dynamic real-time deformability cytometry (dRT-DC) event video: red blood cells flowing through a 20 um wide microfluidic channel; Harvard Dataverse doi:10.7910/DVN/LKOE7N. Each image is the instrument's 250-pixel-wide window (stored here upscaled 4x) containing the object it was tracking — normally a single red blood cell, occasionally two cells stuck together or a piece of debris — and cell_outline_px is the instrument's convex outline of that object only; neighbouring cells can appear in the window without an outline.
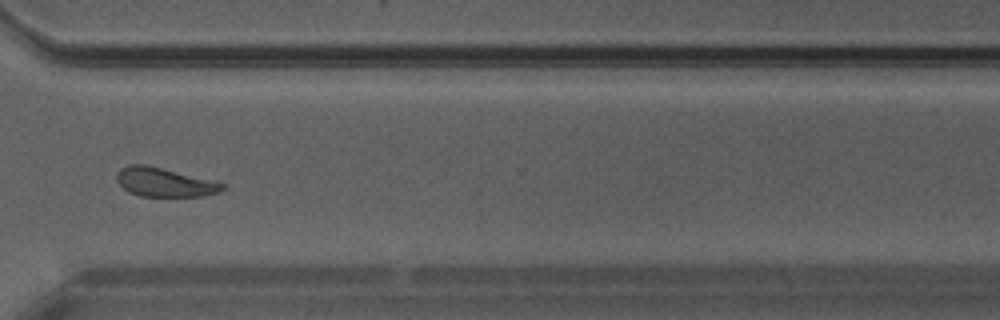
{"species": "Egyptian fruit bat (a non-hibernating species)", "species_latin": "Rousettus aegyptiacus", "temperature_condition": "warm", "stored_images_in_passage": 31, "camera_frame_rate_fps": 3000, "um_per_image_px": 0.085, "animal": {"sex": "male"}, "frame": {"image": 1, "passage_image": 22, "time_ms": 7.0, "image_size_px": [1000, 320], "cell_outline_px": [[228, 184], [220, 192], [204, 196], [140, 196], [128, 192], [116, 180], [116, 172], [120, 168], [128, 164], [144, 164]], "centroid_in_image_um": [13.96, 15.49], "position_along_channel_um": 356.6, "area_um2": 17.8}}